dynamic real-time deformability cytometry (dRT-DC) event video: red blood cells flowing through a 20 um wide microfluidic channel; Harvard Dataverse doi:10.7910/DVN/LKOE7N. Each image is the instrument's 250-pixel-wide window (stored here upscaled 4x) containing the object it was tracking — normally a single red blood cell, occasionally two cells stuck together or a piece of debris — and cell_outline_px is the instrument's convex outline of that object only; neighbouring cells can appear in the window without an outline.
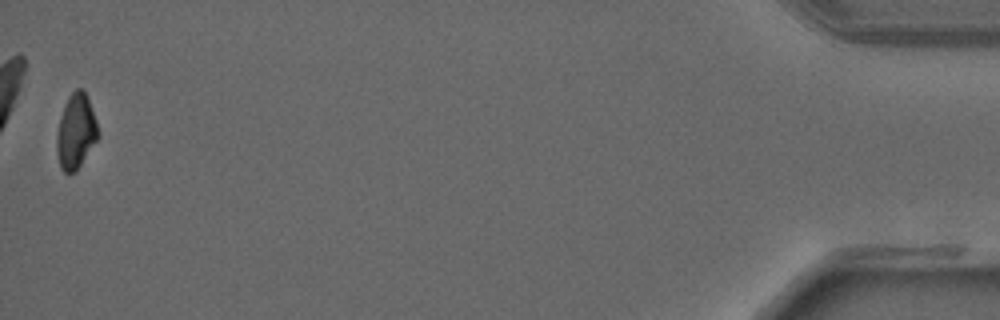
{"species": "common noctule bat (a hibernating species)", "species_latin": "Nyctalus noctula", "temperature_condition": "warm", "stored_images_in_passage": 39, "camera_frame_rate_fps": 3000, "um_per_image_px": 0.085, "animal": {"sex": "male", "forearm_length_mm": 52.5}, "frame": {"image": 1, "passage_image": 39, "time_ms": 12.667, "image_size_px": [1000, 320], "cell_outline_px": [[100, 136], [76, 172], [68, 176], [60, 168], [56, 152], [56, 132], [60, 116], [64, 104], [68, 96], [76, 88], [80, 88], [84, 92], [88, 100], [96, 120], [100, 132]], "centroid_in_image_um": [6.43, 11.23], "position_along_channel_um": 428.8, "area_um2": 18.44}}